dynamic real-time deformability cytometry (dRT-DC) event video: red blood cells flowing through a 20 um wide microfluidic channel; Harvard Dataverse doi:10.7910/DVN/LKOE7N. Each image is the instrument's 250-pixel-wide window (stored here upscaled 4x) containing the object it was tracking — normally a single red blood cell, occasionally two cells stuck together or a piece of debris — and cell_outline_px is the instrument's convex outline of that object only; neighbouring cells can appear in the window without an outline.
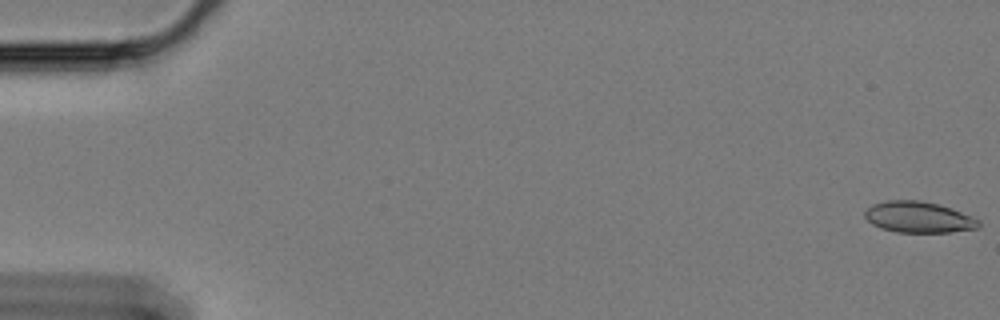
{"species": "Egyptian fruit bat (a non-hibernating species)", "species_latin": "Rousettus aegyptiacus", "temperature_condition": "cold", "stored_images_in_passage": 16, "camera_frame_rate_fps": 3000, "um_per_image_px": 0.085, "animal": {"sex": "female"}, "frame": {"image": 1, "passage_image": 1, "time_ms": 0.0, "image_size_px": [1000, 320], "cell_outline_px": [[980, 224], [976, 228], [948, 232], [896, 232], [880, 228], [872, 224], [864, 216], [864, 212], [872, 204], [884, 200], [920, 200], [936, 204], [960, 212], [980, 220]], "centroid_in_image_um": [78.01, 18.46], "position_along_channel_um": 7.0, "area_um2": 20.4}}
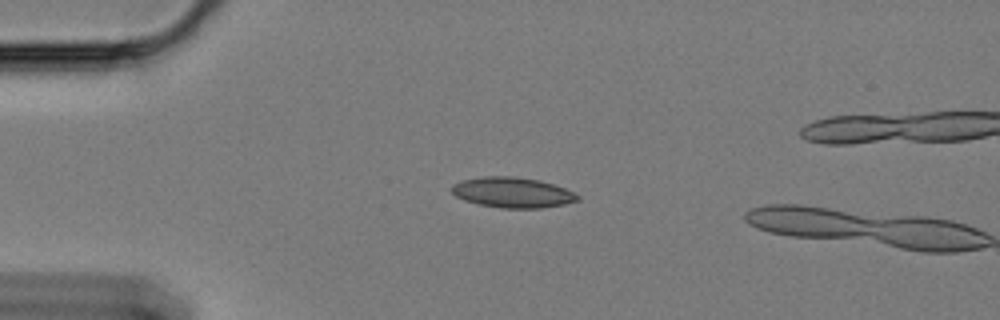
{"frame": {"image": 2, "passage_image": 15, "time_ms": 4.667, "image_size_px": [1000, 320], "cell_outline_px": [[580, 200], [564, 204], [540, 208], [500, 208], [480, 204], [464, 200], [456, 196], [452, 192], [452, 184], [464, 180], [484, 176], [512, 176], [540, 180], [564, 188], [580, 196]], "centroid_in_image_um": [43.57, 16.36], "position_along_channel_um": 41.4, "area_um2": 22.14}}